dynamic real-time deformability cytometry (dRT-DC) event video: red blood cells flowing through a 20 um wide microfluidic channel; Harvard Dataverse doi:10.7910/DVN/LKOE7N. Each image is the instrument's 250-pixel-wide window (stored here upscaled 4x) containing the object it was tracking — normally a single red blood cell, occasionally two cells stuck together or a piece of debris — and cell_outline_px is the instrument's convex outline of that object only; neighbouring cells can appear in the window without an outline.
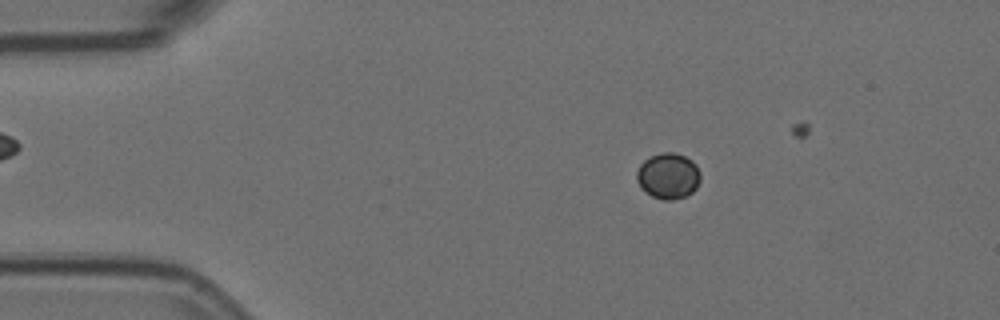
{"species": "Egyptian fruit bat (a non-hibernating species)", "species_latin": "Rousettus aegyptiacus", "temperature_condition": "room temperature", "stored_images_in_passage": 25, "camera_frame_rate_fps": 3000, "um_per_image_px": 0.085, "animal": {"sex": "female"}, "frame": {"image": 1, "passage_image": 11, "time_ms": 3.333, "image_size_px": [1000, 320], "cell_outline_px": [[700, 180], [696, 188], [692, 192], [684, 196], [672, 200], [664, 200], [652, 196], [640, 188], [636, 180], [636, 172], [640, 164], [644, 160], [652, 156], [664, 152], [672, 152], [684, 156], [692, 160], [696, 164], [700, 172]], "centroid_in_image_um": [56.79, 14.96], "position_along_channel_um": 28.2, "area_um2": 17.05}}
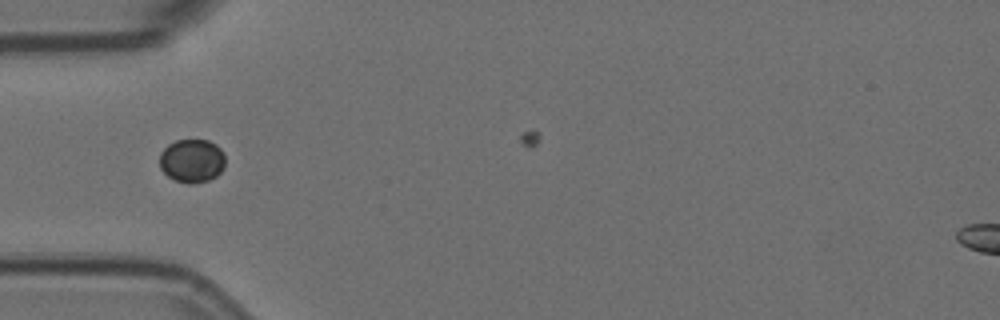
{"frame": {"image": 2, "passage_image": 19, "time_ms": 6.0, "image_size_px": [1000, 320], "cell_outline_px": [[224, 168], [216, 176], [208, 180], [192, 184], [188, 184], [176, 180], [168, 176], [160, 168], [160, 152], [168, 144], [176, 140], [208, 140], [216, 144], [224, 152]], "centroid_in_image_um": [16.32, 13.66], "position_along_channel_um": 68.7, "area_um2": 16.7}}
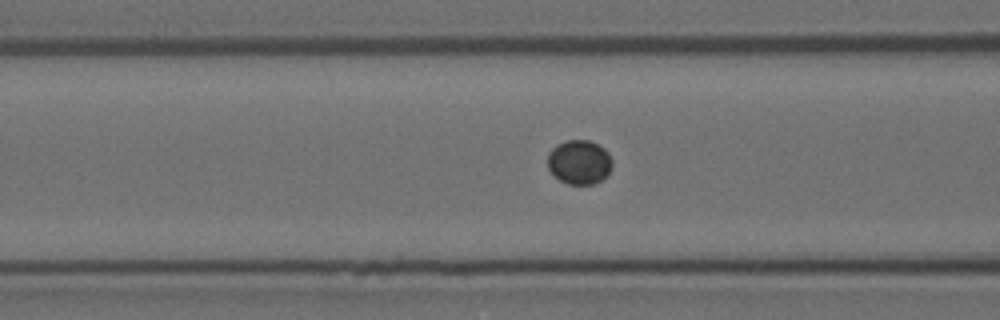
{"frame": {"image": 3, "passage_image": 23, "time_ms": 7.333, "image_size_px": [1000, 320], "cell_outline_px": [[612, 168], [600, 180], [592, 184], [568, 184], [560, 180], [548, 168], [548, 152], [556, 144], [568, 140], [588, 140], [604, 148], [608, 152], [612, 160]], "centroid_in_image_um": [49.23, 13.76], "position_along_channel_um": 117.4, "area_um2": 16.53}}